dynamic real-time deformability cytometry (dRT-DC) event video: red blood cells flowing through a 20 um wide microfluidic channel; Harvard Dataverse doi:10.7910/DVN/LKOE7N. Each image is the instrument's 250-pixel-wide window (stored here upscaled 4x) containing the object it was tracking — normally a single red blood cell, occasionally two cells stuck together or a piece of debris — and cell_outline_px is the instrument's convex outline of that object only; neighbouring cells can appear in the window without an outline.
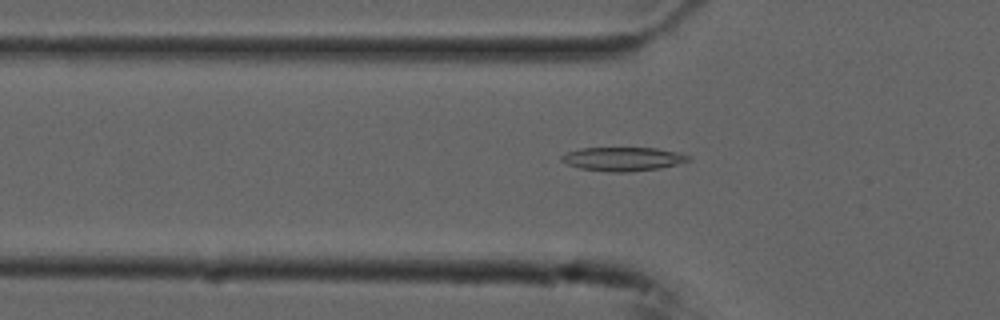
{"species": "common noctule bat (a hibernating species)", "species_latin": "Nyctalus noctula", "temperature_condition": "cold", "stored_images_in_passage": 52, "camera_frame_rate_fps": 3000, "um_per_image_px": 0.085, "animal": {"sex": "male", "forearm_length_mm": 52.5}, "frame": {"image": 1, "passage_image": 18, "time_ms": 5.667, "image_size_px": [1000, 320], "cell_outline_px": [[692, 160], [660, 168], [628, 172], [612, 172], [580, 168], [568, 164], [560, 160], [560, 156], [568, 152], [580, 148], [656, 148], [680, 152], [692, 156]], "centroid_in_image_um": [52.99, 13.51], "position_along_channel_um": 72.8, "area_um2": 17.63}}
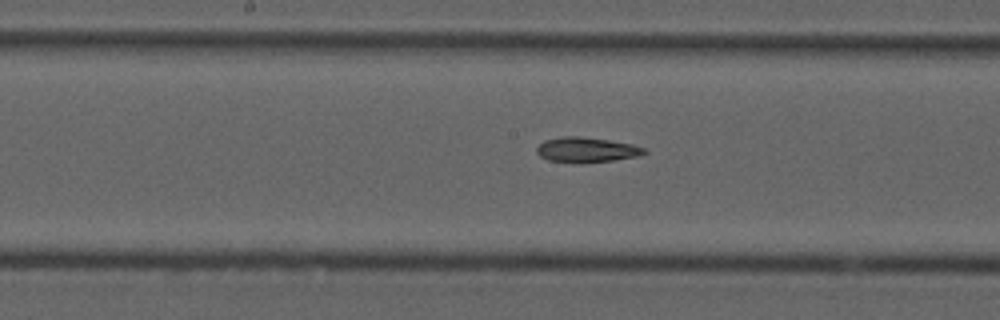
{"frame": {"image": 2, "passage_image": 28, "time_ms": 9.0, "image_size_px": [1000, 320], "cell_outline_px": [[648, 152], [636, 156], [612, 160], [548, 160], [540, 156], [536, 152], [536, 148], [544, 140], [560, 136], [580, 136], [608, 140], [632, 144], [644, 148]], "centroid_in_image_um": [49.83, 12.67], "position_along_channel_um": 198.4, "area_um2": 14.85}}
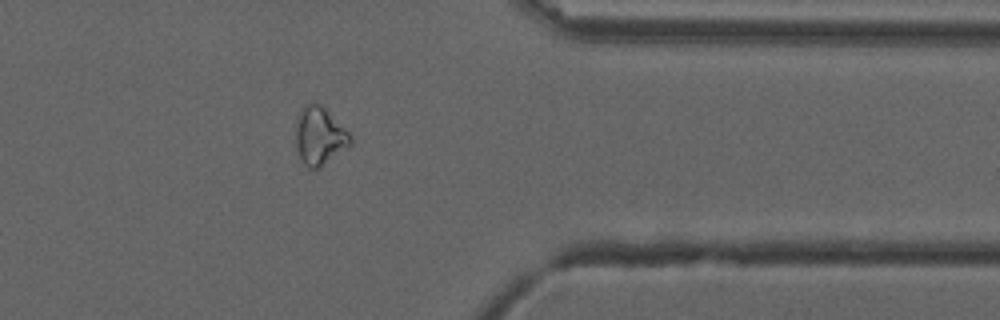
{"frame": {"image": 3, "passage_image": 44, "time_ms": 14.333, "image_size_px": [1000, 320], "cell_outline_px": [[352, 144], [320, 168], [308, 168], [300, 160], [296, 148], [296, 128], [300, 108], [308, 104], [320, 104], [352, 136]], "centroid_in_image_um": [27.15, 11.6], "position_along_channel_um": 384.2, "area_um2": 18.26}, "authors_computed_cell_mechanics": {"area_um2": 16.7042, "velocity_mm_per_s": 3.7422, "shape_relaxation_time_tau1_ms": 10.9282, "shape_relaxation_time_tau2_ms": 6.2259, "deformation_change_tau1": 0.2266, "deformation_change_tau2": 0.1669}}